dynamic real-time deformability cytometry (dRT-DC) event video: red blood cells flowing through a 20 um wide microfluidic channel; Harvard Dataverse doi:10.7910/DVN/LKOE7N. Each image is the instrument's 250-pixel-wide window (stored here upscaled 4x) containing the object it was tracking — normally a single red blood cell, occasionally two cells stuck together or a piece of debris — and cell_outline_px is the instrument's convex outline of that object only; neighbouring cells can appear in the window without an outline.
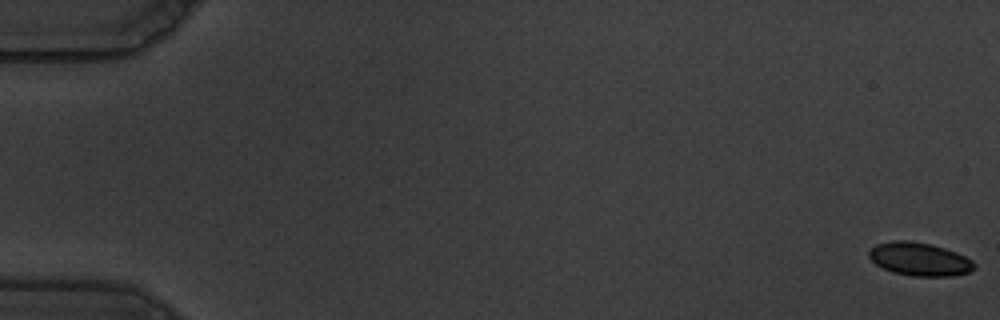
{"species": "common noctule bat (a hibernating species)", "species_latin": "Nyctalus noctula", "temperature_condition": "warm", "stored_images_in_passage": 59, "camera_frame_rate_fps": 3000, "um_per_image_px": 0.085, "animal": {"sex": "male", "body_mass_g": 19.5, "forearm_length_mm": 54.6}, "frame": {"image": 1, "passage_image": 1, "time_ms": 0.0, "image_size_px": [1000, 320], "cell_outline_px": [[976, 268], [968, 272], [952, 276], [912, 276], [892, 272], [876, 264], [868, 256], [868, 252], [876, 244], [892, 240], [908, 240], [928, 244], [944, 248], [956, 252], [972, 260], [976, 264]], "centroid_in_image_um": [78.16, 22.03], "position_along_channel_um": 6.8, "area_um2": 20.35}}
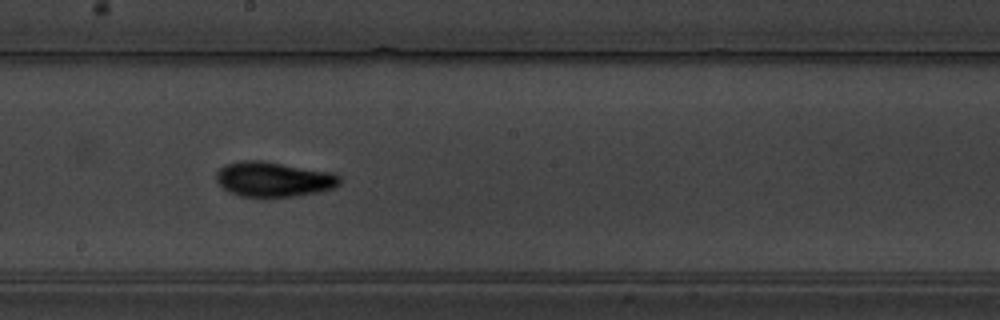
{"frame": {"image": 2, "passage_image": 34, "time_ms": 11.0, "image_size_px": [1000, 320], "cell_outline_px": [[340, 184], [332, 188], [320, 192], [296, 196], [240, 196], [224, 188], [216, 180], [216, 172], [224, 164], [240, 160], [260, 160], [332, 172], [340, 176]], "centroid_in_image_um": [23.26, 15.22], "position_along_channel_um": 224.9, "area_um2": 25.03}}
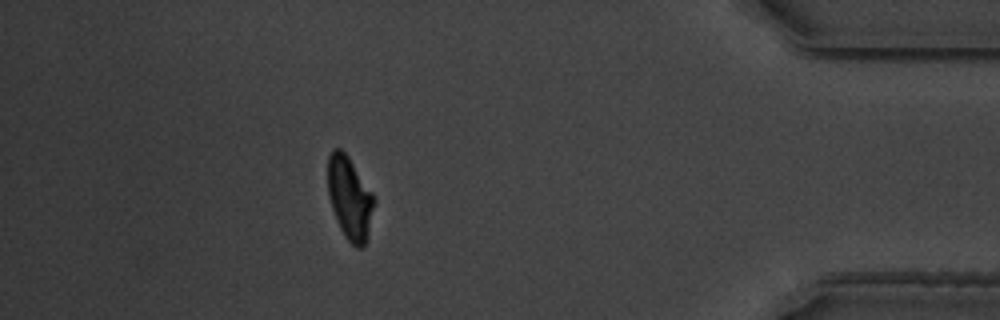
{"frame": {"image": 3, "passage_image": 53, "time_ms": 17.333, "image_size_px": [1000, 320], "cell_outline_px": [[376, 200], [368, 240], [364, 248], [356, 248], [344, 236], [340, 228], [332, 208], [328, 192], [328, 156], [332, 148], [340, 148], [348, 156], [372, 192]], "centroid_in_image_um": [29.75, 16.87], "position_along_channel_um": 405.4, "area_um2": 22.6}, "authors_computed_cell_mechanics": {"area_um2": 22.831, "velocity_mm_per_s": 3.5084, "shape_relaxation_time_tau1_ms": 3.7901, "shape_relaxation_time_tau2_ms": 3.4387, "deformation_change_tau1": 0.1462, "deformation_change_tau2": 0.0921}}